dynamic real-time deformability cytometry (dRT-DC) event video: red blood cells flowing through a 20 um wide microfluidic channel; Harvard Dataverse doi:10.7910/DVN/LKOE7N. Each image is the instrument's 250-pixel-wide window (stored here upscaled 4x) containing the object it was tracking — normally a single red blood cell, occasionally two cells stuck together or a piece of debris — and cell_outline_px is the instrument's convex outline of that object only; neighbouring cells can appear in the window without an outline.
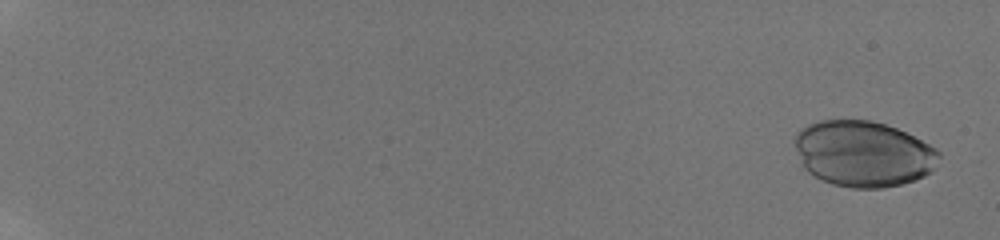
{"species": "human", "species_latin": "Homo sapiens", "temperature_condition": "room temperature", "stored_images_in_passage": 35, "camera_frame_rate_fps": 3000, "um_per_image_px": 0.085, "donor": {"sex": "male"}, "frame": {"image": 1, "passage_image": 4, "time_ms": 0.667, "image_size_px": [1000, 240], "cell_outline_px": [[940, 156], [936, 168], [932, 172], [916, 180], [884, 188], [852, 188], [832, 184], [808, 172], [804, 168], [796, 148], [796, 132], [800, 128], [808, 124], [820, 120], [872, 120], [896, 128], [936, 148], [940, 152]], "centroid_in_image_um": [73.4, 13.07], "position_along_channel_um": 11.6, "area_um2": 55.31}}
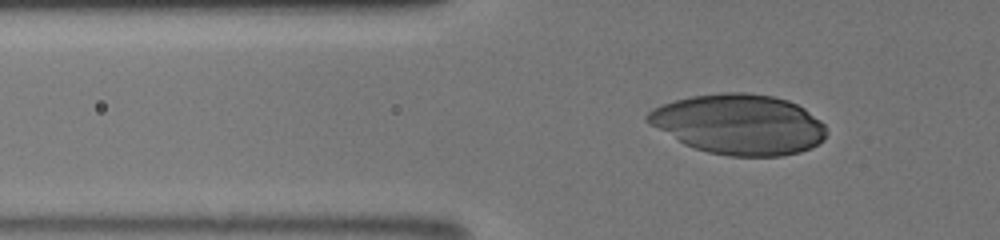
{"frame": {"image": 2, "passage_image": 23, "time_ms": 7.0, "image_size_px": [1000, 240], "cell_outline_px": [[828, 132], [824, 140], [812, 148], [800, 152], [780, 156], [728, 156], [708, 152], [684, 144], [648, 124], [644, 120], [644, 116], [652, 108], [676, 100], [692, 96], [724, 92], [748, 92], [772, 96], [788, 100], [804, 108], [820, 120], [824, 124]], "centroid_in_image_um": [62.82, 10.57], "position_along_channel_um": 63.0, "area_um2": 63.0}}